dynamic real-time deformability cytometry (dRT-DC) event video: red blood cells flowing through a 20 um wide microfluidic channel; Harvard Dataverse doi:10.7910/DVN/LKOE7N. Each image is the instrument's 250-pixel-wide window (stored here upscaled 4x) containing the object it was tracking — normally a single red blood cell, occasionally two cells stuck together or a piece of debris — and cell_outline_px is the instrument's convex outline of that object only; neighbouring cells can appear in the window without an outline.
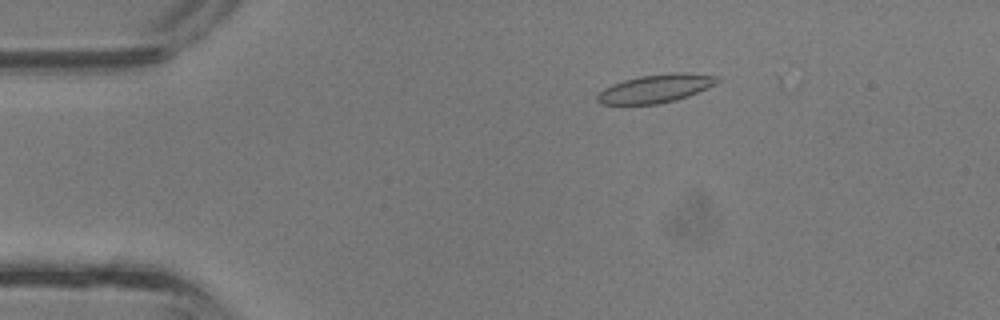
{"species": "common noctule bat (a hibernating species)", "species_latin": "Nyctalus noctula", "temperature_condition": "room temperature", "stored_images_in_passage": 13, "camera_frame_rate_fps": 3000, "um_per_image_px": 0.085, "animal": {"sex": "male", "body_mass_g": 13.3}, "frame": {"image": 1, "passage_image": 5, "time_ms": 1.333, "image_size_px": [1000, 320], "cell_outline_px": [[720, 80], [716, 84], [708, 88], [688, 96], [676, 100], [656, 104], [600, 104], [596, 100], [596, 96], [604, 88], [612, 84], [624, 80], [640, 76], [668, 72], [688, 72], [720, 76]], "centroid_in_image_um": [55.77, 7.51], "position_along_channel_um": 29.2, "area_um2": 20.0}}
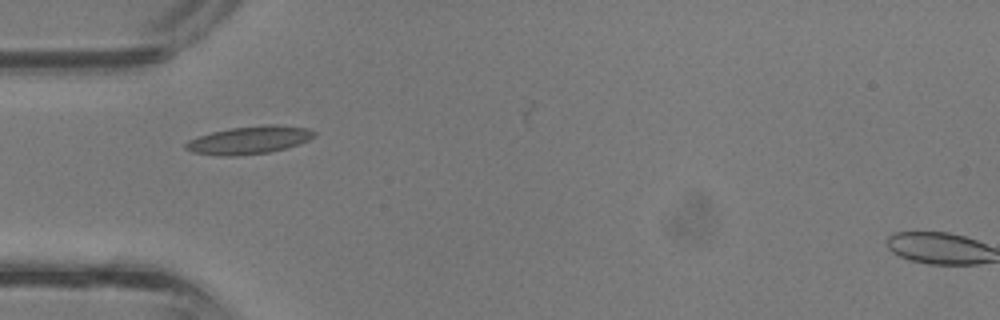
{"frame": {"image": 2, "passage_image": 10, "time_ms": 3.0, "image_size_px": [1000, 320], "cell_outline_px": [[316, 136], [308, 140], [284, 148], [268, 152], [236, 156], [224, 156], [192, 152], [184, 148], [184, 144], [188, 140], [212, 132], [228, 128], [264, 124], [276, 124], [308, 128], [316, 132]], "centroid_in_image_um": [21.17, 11.89], "position_along_channel_um": 63.8, "area_um2": 20.81}}
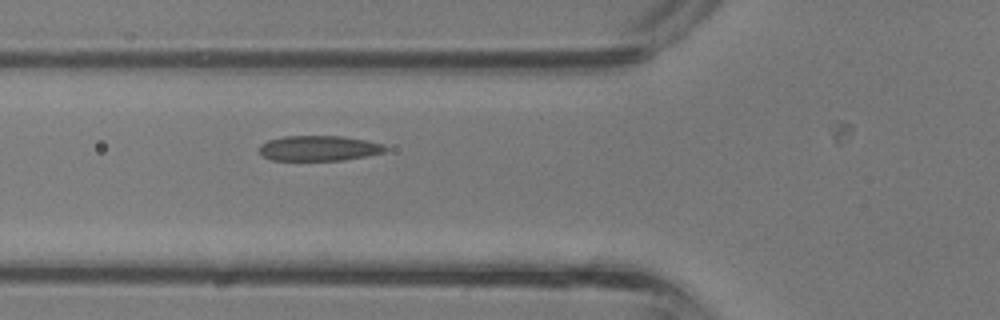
{"frame": {"image": 3, "passage_image": 12, "time_ms": 3.667, "image_size_px": [1000, 320], "cell_outline_px": [[388, 148], [384, 152], [344, 160], [272, 160], [264, 156], [260, 152], [260, 144], [268, 140], [284, 136], [344, 136], [384, 144]], "centroid_in_image_um": [27.11, 12.59], "position_along_channel_um": 98.7, "area_um2": 18.44}}